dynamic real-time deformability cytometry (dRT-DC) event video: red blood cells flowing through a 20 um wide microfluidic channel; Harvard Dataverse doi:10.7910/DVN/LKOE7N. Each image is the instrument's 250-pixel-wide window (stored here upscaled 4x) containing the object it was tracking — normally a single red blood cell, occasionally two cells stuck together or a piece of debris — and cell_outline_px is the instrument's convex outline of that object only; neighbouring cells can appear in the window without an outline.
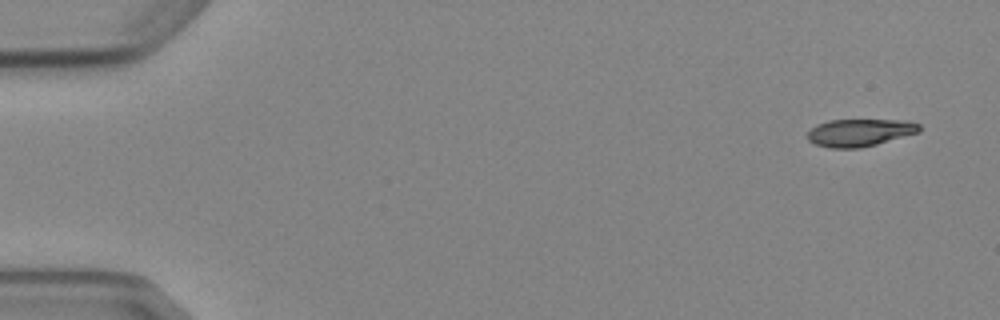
{"species": "Egyptian fruit bat (a non-hibernating species)", "species_latin": "Rousettus aegyptiacus", "temperature_condition": "cold", "stored_images_in_passage": 6, "camera_frame_rate_fps": 3000, "um_per_image_px": 0.085, "animal": {"sex": "female"}, "frame": {"image": 1, "passage_image": 1, "time_ms": 0.0, "image_size_px": [1000, 320], "cell_outline_px": [[920, 132], [876, 144], [860, 148], [828, 148], [816, 144], [808, 140], [808, 132], [816, 124], [828, 120], [904, 120], [920, 124]], "centroid_in_image_um": [73.07, 11.27], "position_along_channel_um": 11.9, "area_um2": 17.86}}
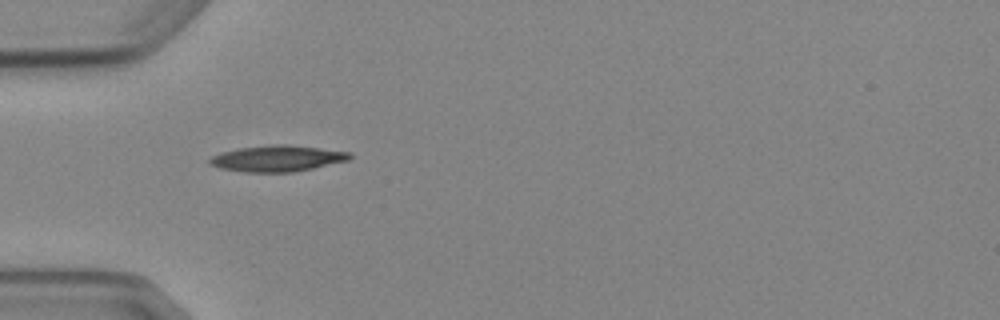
{"frame": {"image": 2, "passage_image": 5, "time_ms": 4.667, "image_size_px": [1000, 320], "cell_outline_px": [[352, 156], [348, 160], [312, 168], [292, 172], [244, 172], [220, 168], [208, 164], [208, 160], [212, 156], [220, 152], [240, 148], [272, 144], [288, 144], [352, 152]], "centroid_in_image_um": [23.55, 13.46], "position_along_channel_um": 61.5, "area_um2": 21.33}}
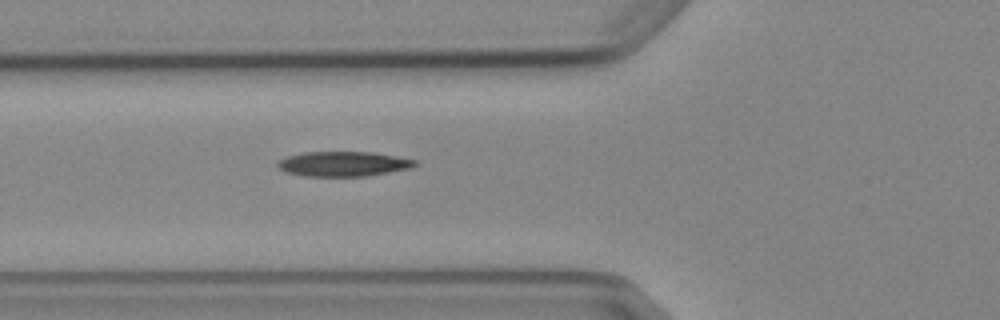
{"frame": {"image": 3, "passage_image": 6, "time_ms": 5.667, "image_size_px": [1000, 320], "cell_outline_px": [[420, 164], [412, 168], [364, 176], [304, 176], [284, 172], [276, 164], [276, 160], [288, 156], [304, 152], [372, 152], [396, 156], [416, 160]], "centroid_in_image_um": [29.17, 13.93], "position_along_channel_um": 96.6, "area_um2": 20.0}}